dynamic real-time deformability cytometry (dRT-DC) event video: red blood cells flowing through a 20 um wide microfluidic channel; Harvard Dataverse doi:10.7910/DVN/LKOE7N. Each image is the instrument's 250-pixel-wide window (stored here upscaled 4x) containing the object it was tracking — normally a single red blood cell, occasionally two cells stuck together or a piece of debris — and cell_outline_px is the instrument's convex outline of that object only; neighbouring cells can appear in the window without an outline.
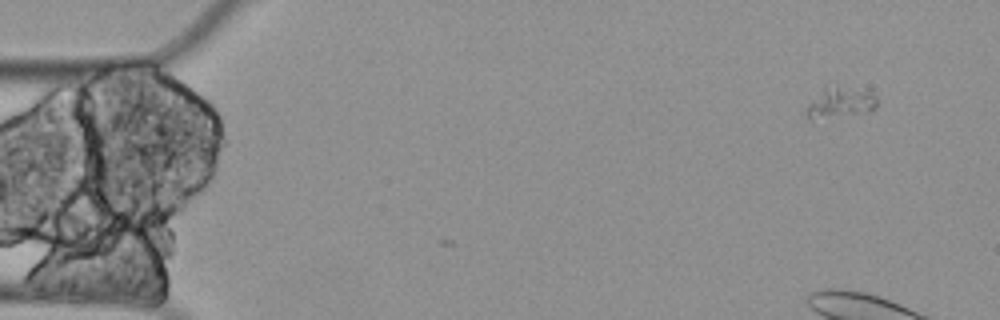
{"species": "Egyptian fruit bat (a non-hibernating species)", "species_latin": "Rousettus aegyptiacus", "temperature_condition": "cold", "stored_images_in_passage": 5, "segment_of_instrument_passage": [1, 2], "camera_frame_rate_fps": 3000, "um_per_image_px": 0.085, "animal": {"sex": "female"}, "frame": {"image": 1, "passage_image": 1, "time_ms": 0.0, "image_size_px": [1000, 320], "cell_outline_px": [[876, 108], [868, 112], [812, 120], [808, 120], [804, 116], [804, 112], [808, 104], [824, 84], [872, 92], [876, 96]], "centroid_in_image_um": [71.34, 8.73], "position_along_channel_um": 13.7, "area_um2": 12.95}}